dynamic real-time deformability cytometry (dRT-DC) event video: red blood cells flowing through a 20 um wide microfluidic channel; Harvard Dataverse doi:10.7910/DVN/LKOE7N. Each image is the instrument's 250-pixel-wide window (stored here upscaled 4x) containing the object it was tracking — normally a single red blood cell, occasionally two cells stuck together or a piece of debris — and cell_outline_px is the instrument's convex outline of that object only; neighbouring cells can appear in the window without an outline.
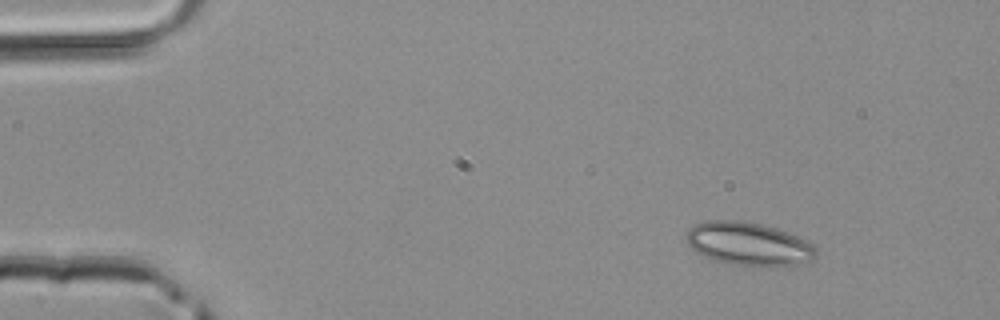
{"species": "common noctule bat (a hibernating species)", "species_latin": "Nyctalus noctula", "temperature_condition": "room temperature", "stored_images_in_passage": 3, "camera_frame_rate_fps": 3000, "um_per_image_px": 0.085, "animal": {"sex": "male", "body_mass_g": 20.4}, "frame": {"image": 1, "passage_image": 1, "time_ms": 0.0, "image_size_px": [1000, 320], "cell_outline_px": [[816, 256], [812, 260], [796, 264], [732, 264], [712, 260], [696, 252], [688, 244], [684, 236], [684, 232], [688, 228], [696, 224], [708, 220], [740, 220], [760, 224], [776, 228], [788, 232], [812, 244], [816, 248]], "centroid_in_image_um": [63.55, 20.69], "position_along_channel_um": 21.5, "area_um2": 32.19}}